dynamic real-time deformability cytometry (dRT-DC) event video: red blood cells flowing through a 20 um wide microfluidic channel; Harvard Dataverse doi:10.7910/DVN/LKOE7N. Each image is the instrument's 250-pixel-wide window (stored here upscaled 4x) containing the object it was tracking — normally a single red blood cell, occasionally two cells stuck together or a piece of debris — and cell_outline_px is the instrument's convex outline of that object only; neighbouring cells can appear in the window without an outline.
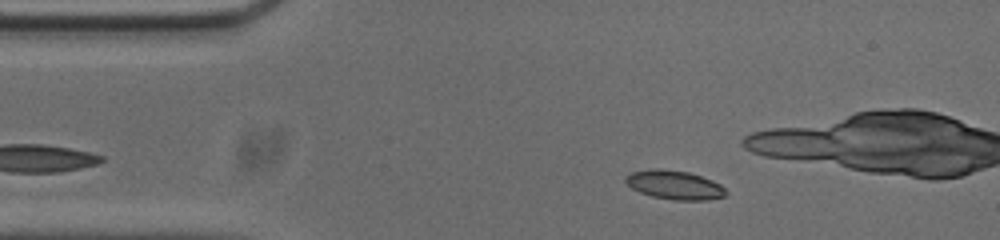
{"species": "common noctule bat (a hibernating species)", "species_latin": "Nyctalus noctula", "temperature_condition": "cold", "stored_images_in_passage": 53, "camera_frame_rate_fps": 3000, "um_per_image_px": 0.085, "animal": {"sex": "male", "body_mass_g": 20.0, "forearm_length_mm": 53.3}, "frame": {"image": 1, "passage_image": 7, "time_ms": 2.0, "image_size_px": [1000, 240], "cell_outline_px": [[728, 192], [724, 196], [704, 200], [676, 200], [652, 196], [640, 192], [632, 188], [624, 180], [624, 176], [632, 172], [652, 168], [660, 168], [688, 172], [712, 180], [720, 184]], "centroid_in_image_um": [57.31, 15.71], "position_along_channel_um": 27.7, "area_um2": 16.82}}
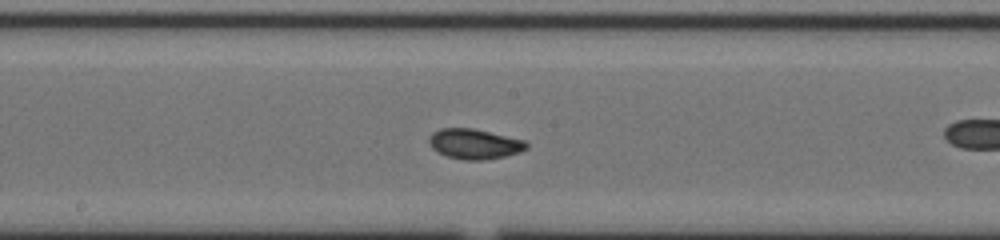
{"frame": {"image": 2, "passage_image": 25, "time_ms": 8.0, "image_size_px": [1000, 240], "cell_outline_px": [[528, 148], [520, 152], [504, 156], [480, 160], [464, 160], [448, 156], [432, 148], [428, 140], [428, 136], [432, 132], [440, 128], [472, 128], [524, 140], [528, 144]], "centroid_in_image_um": [40.31, 12.22], "position_along_channel_um": 207.9, "area_um2": 16.94}}
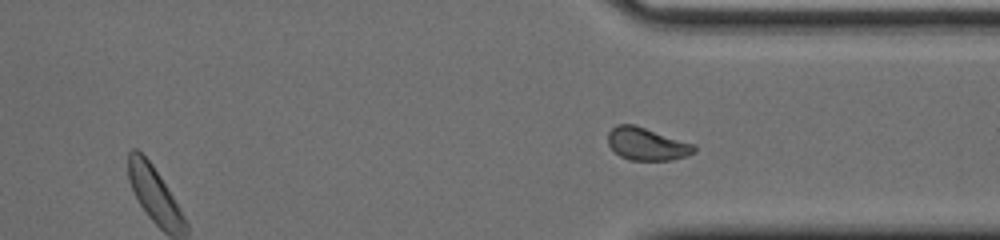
{"frame": {"image": 3, "passage_image": 37, "time_ms": 12.0, "image_size_px": [1000, 240], "cell_outline_px": [[696, 148], [688, 156], [672, 160], [632, 160], [620, 156], [608, 144], [608, 132], [616, 124], [636, 124], [696, 144]], "centroid_in_image_um": [55.0, 12.22], "position_along_channel_um": 356.4, "area_um2": 16.59}, "authors_computed_cell_mechanics": {"area_um2": 16.8198, "velocity_mm_per_s": 3.7148, "shape_relaxation_time_tau1_ms": 4.1381, "shape_relaxation_time_tau2_ms": 1.3704, "deformation_change_tau1": 0.0902, "deformation_change_tau2": 0.0487}}